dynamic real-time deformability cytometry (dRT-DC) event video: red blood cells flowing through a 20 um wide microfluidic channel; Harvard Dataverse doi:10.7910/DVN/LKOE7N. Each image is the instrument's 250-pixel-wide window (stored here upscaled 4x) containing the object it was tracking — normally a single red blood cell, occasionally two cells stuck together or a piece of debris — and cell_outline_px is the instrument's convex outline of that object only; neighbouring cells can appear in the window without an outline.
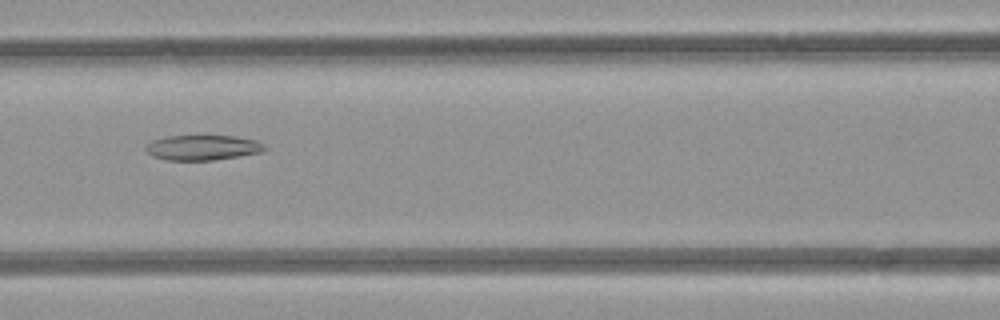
{"species": "common noctule bat (a hibernating species)", "species_latin": "Nyctalus noctula", "temperature_condition": "room temperature", "stored_images_in_passage": 5, "camera_frame_rate_fps": 3000, "um_per_image_px": 0.085, "animal": {"sex": "female", "body_mass_g": 21.9}, "frame": {"image": 1, "passage_image": 4, "time_ms": 4.333, "image_size_px": [1000, 320], "cell_outline_px": [[268, 148], [260, 152], [212, 160], [168, 160], [152, 156], [144, 148], [152, 140], [168, 136], [236, 136], [256, 140], [264, 144]], "centroid_in_image_um": [17.22, 12.54], "position_along_channel_um": 149.4, "area_um2": 17.22}}
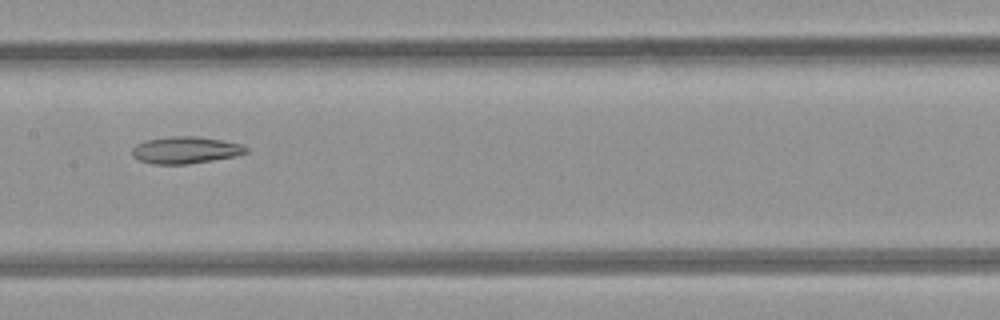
{"frame": {"image": 2, "passage_image": 5, "time_ms": 5.333, "image_size_px": [1000, 320], "cell_outline_px": [[248, 152], [236, 156], [188, 164], [152, 164], [140, 160], [132, 156], [132, 148], [136, 144], [148, 140], [172, 136], [196, 136], [220, 140], [240, 144], [248, 148]], "centroid_in_image_um": [15.76, 12.76], "position_along_channel_um": 191.6, "area_um2": 17.74}}